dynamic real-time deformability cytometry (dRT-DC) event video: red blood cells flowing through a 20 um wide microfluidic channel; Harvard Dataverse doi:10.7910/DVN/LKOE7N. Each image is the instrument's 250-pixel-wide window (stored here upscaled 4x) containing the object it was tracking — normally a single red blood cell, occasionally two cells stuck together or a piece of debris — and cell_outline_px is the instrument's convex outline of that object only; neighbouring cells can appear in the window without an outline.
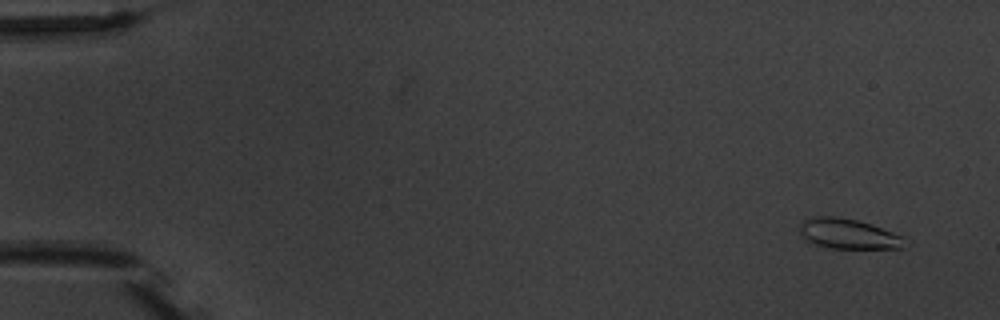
{"species": "common noctule bat (a hibernating species)", "species_latin": "Nyctalus noctula", "temperature_condition": "warm", "stored_images_in_passage": 7, "camera_frame_rate_fps": 3000, "um_per_image_px": 0.085, "animal": {"sex": "male", "body_mass_g": 20.1, "forearm_length_mm": 53.5}, "frame": {"image": 1, "passage_image": 2, "time_ms": 1.0, "image_size_px": [1000, 320], "cell_outline_px": [[912, 244], [900, 248], [828, 248], [816, 244], [808, 240], [796, 228], [804, 220], [812, 216], [836, 216], [856, 220], [872, 224], [908, 236], [912, 240]], "centroid_in_image_um": [72.25, 19.87], "position_along_channel_um": 12.7, "area_um2": 19.07}}
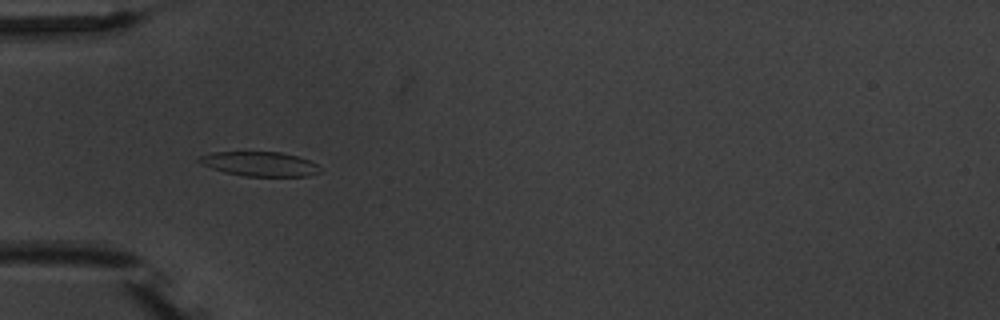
{"frame": {"image": 2, "passage_image": 6, "time_ms": 6.0, "image_size_px": [1000, 320], "cell_outline_px": [[320, 172], [308, 176], [244, 176], [224, 172], [200, 164], [196, 160], [196, 156], [212, 152], [280, 152], [296, 156], [308, 160], [316, 164]], "centroid_in_image_um": [21.99, 13.93], "position_along_channel_um": 63.0, "area_um2": 17.22}}